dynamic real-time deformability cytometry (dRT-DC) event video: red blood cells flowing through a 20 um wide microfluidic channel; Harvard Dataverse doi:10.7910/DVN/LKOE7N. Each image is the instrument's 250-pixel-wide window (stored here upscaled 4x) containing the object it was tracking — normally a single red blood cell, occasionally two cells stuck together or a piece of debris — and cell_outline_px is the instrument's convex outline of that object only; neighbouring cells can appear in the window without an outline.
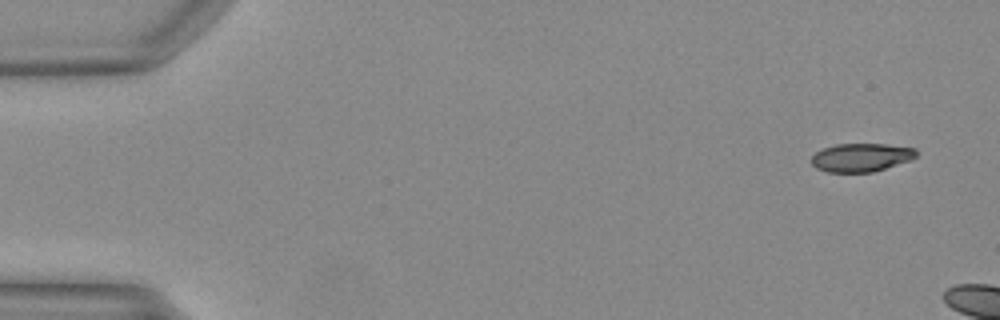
{"species": "Egyptian fruit bat (a non-hibernating species)", "species_latin": "Rousettus aegyptiacus", "temperature_condition": "warm", "stored_images_in_passage": 7, "camera_frame_rate_fps": 3000, "um_per_image_px": 0.085, "animal": {"sex": "female"}, "frame": {"image": 1, "passage_image": 1, "time_ms": 0.0, "image_size_px": [1000, 320], "cell_outline_px": [[916, 156], [912, 160], [872, 172], [828, 172], [816, 168], [812, 164], [812, 156], [816, 152], [824, 148], [836, 144], [884, 144], [916, 148]], "centroid_in_image_um": [73.21, 13.38], "position_along_channel_um": 11.8, "area_um2": 17.28}}